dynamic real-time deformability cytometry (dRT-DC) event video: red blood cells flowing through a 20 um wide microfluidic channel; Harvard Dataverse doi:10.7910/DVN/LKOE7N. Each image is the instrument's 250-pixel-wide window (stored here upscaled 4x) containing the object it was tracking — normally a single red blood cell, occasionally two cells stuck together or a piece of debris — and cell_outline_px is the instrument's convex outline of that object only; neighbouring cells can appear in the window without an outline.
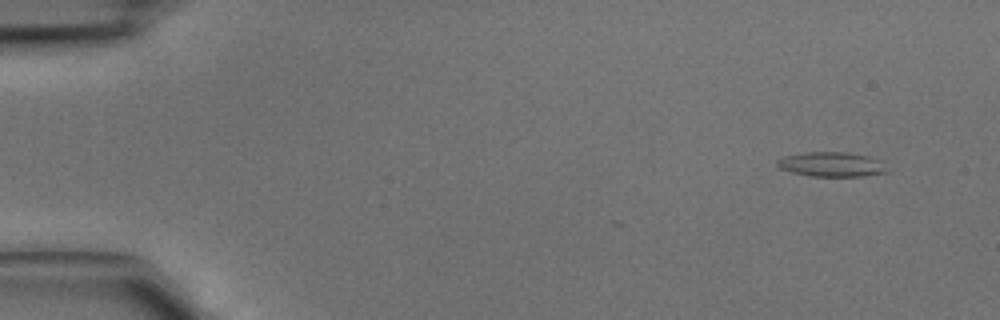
{"species": "common noctule bat (a hibernating species)", "species_latin": "Nyctalus noctula", "temperature_condition": "cold", "stored_images_in_passage": 5, "camera_frame_rate_fps": 3000, "um_per_image_px": 0.085, "animal": {"sex": "male", "body_mass_g": 15.6}, "frame": {"image": 1, "passage_image": 1, "time_ms": 0.0, "image_size_px": [1000, 320], "cell_outline_px": [[888, 172], [864, 176], [812, 176], [792, 172], [780, 168], [776, 164], [776, 160], [784, 156], [804, 152], [844, 152], [868, 156], [880, 160]], "centroid_in_image_um": [70.66, 13.97], "position_along_channel_um": 14.3, "area_um2": 15.66}}